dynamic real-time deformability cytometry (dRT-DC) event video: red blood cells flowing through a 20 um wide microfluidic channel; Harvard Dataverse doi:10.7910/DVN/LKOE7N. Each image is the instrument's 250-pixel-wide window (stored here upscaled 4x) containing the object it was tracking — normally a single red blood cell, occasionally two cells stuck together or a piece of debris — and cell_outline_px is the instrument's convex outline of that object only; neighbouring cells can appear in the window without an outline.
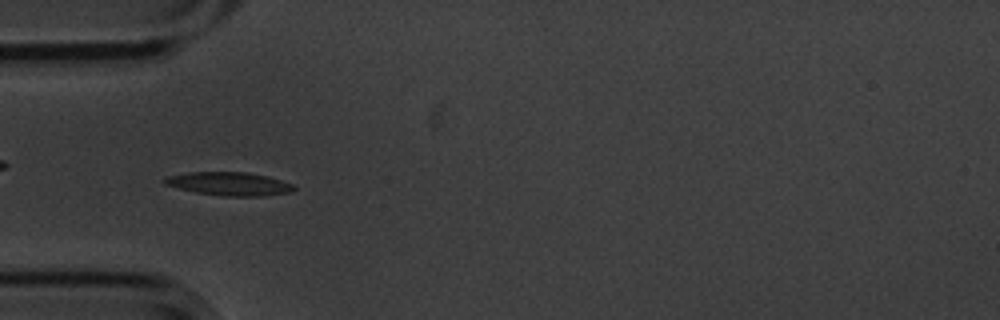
{"species": "common noctule bat (a hibernating species)", "species_latin": "Nyctalus noctula", "temperature_condition": "cold", "stored_images_in_passage": 42, "camera_frame_rate_fps": 3000, "um_per_image_px": 0.085, "animal": {"sex": "male", "body_mass_g": 20.1, "forearm_length_mm": 53.5}, "frame": {"image": 1, "passage_image": 4, "time_ms": 1.0, "image_size_px": [1000, 320], "cell_outline_px": [[296, 188], [292, 192], [264, 196], [220, 196], [196, 192], [164, 184], [164, 180], [168, 176], [188, 172], [248, 172], [268, 176], [292, 184]], "centroid_in_image_um": [19.52, 15.62], "position_along_channel_um": 65.5, "area_um2": 17.57}}
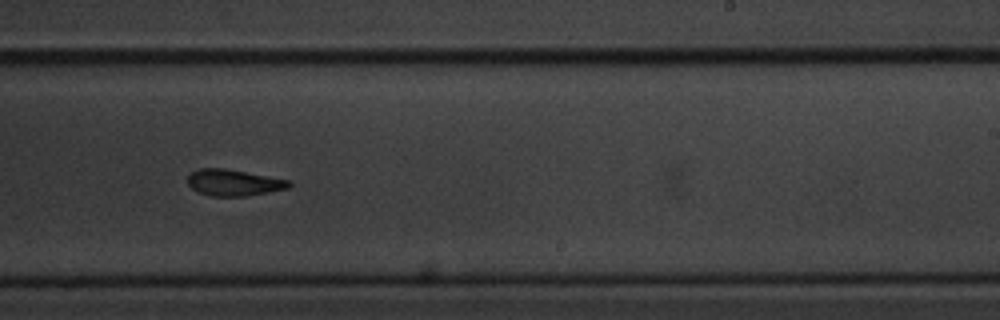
{"frame": {"image": 2, "passage_image": 21, "time_ms": 6.667, "image_size_px": [1000, 320], "cell_outline_px": [[292, 184], [288, 188], [268, 192], [244, 196], [212, 196], [200, 192], [192, 188], [188, 184], [188, 176], [192, 172], [200, 168], [224, 168], [292, 180]], "centroid_in_image_um": [19.9, 15.51], "position_along_channel_um": 269.1, "area_um2": 15.49}}
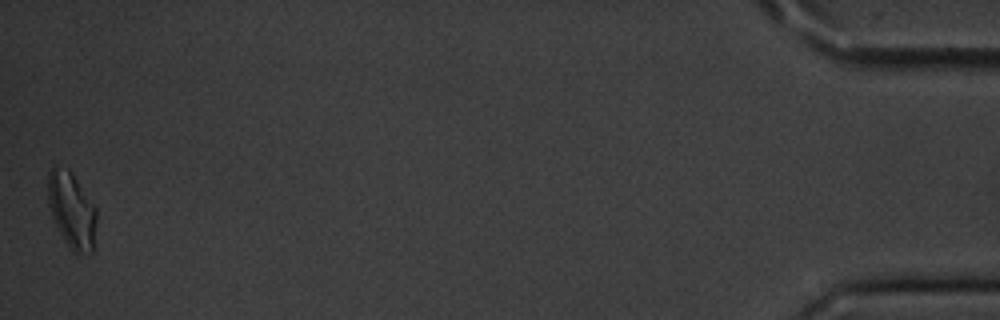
{"frame": {"image": 3, "passage_image": 42, "time_ms": 13.667, "image_size_px": [1000, 320], "cell_outline_px": [[96, 220], [92, 252], [76, 256], [68, 248], [52, 216], [48, 204], [48, 172], [52, 164], [56, 164], [68, 168], [72, 172], [96, 208]], "centroid_in_image_um": [6.08, 17.85], "position_along_channel_um": 429.1, "area_um2": 21.79}, "authors_computed_cell_mechanics": {"area_um2": 16.762, "velocity_mm_per_s": 3.5986, "shape_relaxation_time_tau1_ms": 4.479, "shape_relaxation_time_tau2_ms": 5.8768, "deformation_change_tau1": 0.1381, "deformation_change_tau2": 0.1447}}